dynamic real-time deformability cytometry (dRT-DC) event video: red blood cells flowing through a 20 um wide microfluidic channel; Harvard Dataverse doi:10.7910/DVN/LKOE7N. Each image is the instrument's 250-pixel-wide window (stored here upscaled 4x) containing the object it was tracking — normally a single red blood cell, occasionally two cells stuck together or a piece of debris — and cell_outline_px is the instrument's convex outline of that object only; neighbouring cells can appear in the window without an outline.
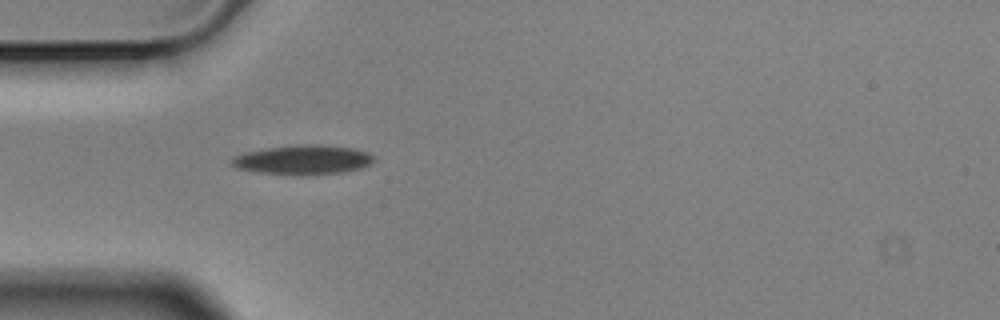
{"species": "Egyptian fruit bat (a non-hibernating species)", "species_latin": "Rousettus aegyptiacus", "temperature_condition": "cold", "stored_images_in_passage": 3, "camera_frame_rate_fps": 3000, "um_per_image_px": 0.085, "animal": {"sex": "male"}, "frame": {"image": 1, "passage_image": 3, "time_ms": 0.667, "image_size_px": [1000, 320], "cell_outline_px": [[376, 160], [372, 164], [360, 168], [340, 172], [300, 176], [256, 172], [236, 168], [228, 160], [232, 156], [264, 148], [320, 144], [352, 148], [368, 152]], "centroid_in_image_um": [25.73, 13.6], "position_along_channel_um": 59.3, "area_um2": 24.39}}